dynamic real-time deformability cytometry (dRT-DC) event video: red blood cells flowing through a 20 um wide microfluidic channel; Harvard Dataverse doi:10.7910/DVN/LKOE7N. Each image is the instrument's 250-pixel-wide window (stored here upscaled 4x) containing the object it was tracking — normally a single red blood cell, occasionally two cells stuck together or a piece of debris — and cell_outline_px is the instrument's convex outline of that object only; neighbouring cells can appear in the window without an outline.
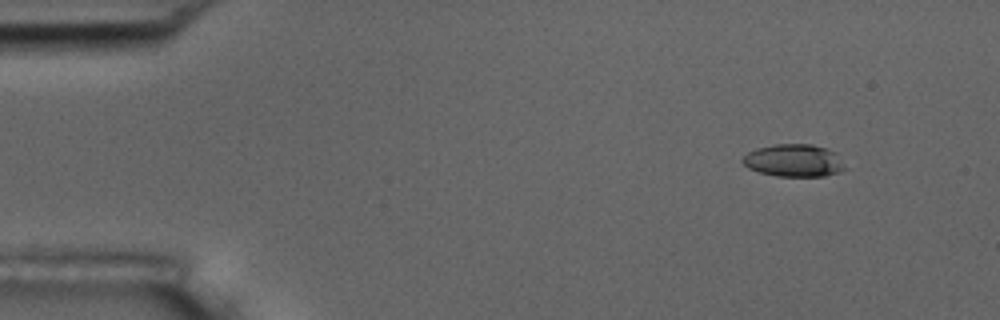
{"species": "common noctule bat (a hibernating species)", "species_latin": "Nyctalus noctula", "temperature_condition": "room temperature", "stored_images_in_passage": 4, "camera_frame_rate_fps": 3000, "um_per_image_px": 0.085, "animal": {"sex": "male", "body_mass_g": 17.5, "forearm_length_mm": 52.3}, "frame": {"image": 1, "passage_image": 1, "time_ms": 0.0, "image_size_px": [1000, 320], "cell_outline_px": [[844, 168], [840, 172], [824, 176], [776, 176], [760, 172], [748, 168], [740, 160], [748, 152], [756, 148], [776, 144], [812, 144], [836, 152]], "centroid_in_image_um": [67.44, 13.64], "position_along_channel_um": 17.6, "area_um2": 19.25}}
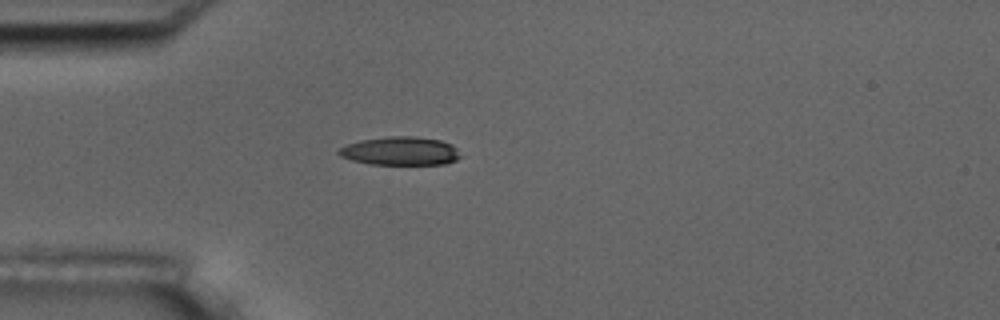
{"frame": {"image": 2, "passage_image": 4, "time_ms": 3.333, "image_size_px": [1000, 320], "cell_outline_px": [[464, 156], [456, 160], [444, 164], [368, 164], [352, 160], [340, 156], [336, 152], [340, 148], [348, 144], [360, 140], [388, 136], [416, 136], [440, 140], [452, 144]], "centroid_in_image_um": [34.06, 12.83], "position_along_channel_um": 50.9, "area_um2": 20.35}}